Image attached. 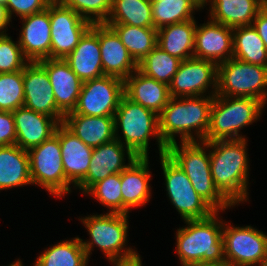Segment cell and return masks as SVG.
I'll list each match as a JSON object with an SVG mask.
<instances>
[{
	"instance_id": "obj_39",
	"label": "cell",
	"mask_w": 267,
	"mask_h": 266,
	"mask_svg": "<svg viewBox=\"0 0 267 266\" xmlns=\"http://www.w3.org/2000/svg\"><path fill=\"white\" fill-rule=\"evenodd\" d=\"M0 33V73L23 70L27 65L19 44H15L6 34Z\"/></svg>"
},
{
	"instance_id": "obj_2",
	"label": "cell",
	"mask_w": 267,
	"mask_h": 266,
	"mask_svg": "<svg viewBox=\"0 0 267 266\" xmlns=\"http://www.w3.org/2000/svg\"><path fill=\"white\" fill-rule=\"evenodd\" d=\"M217 212L207 218L186 220L189 226L178 230L176 248L183 266L225 263L223 226L215 219Z\"/></svg>"
},
{
	"instance_id": "obj_10",
	"label": "cell",
	"mask_w": 267,
	"mask_h": 266,
	"mask_svg": "<svg viewBox=\"0 0 267 266\" xmlns=\"http://www.w3.org/2000/svg\"><path fill=\"white\" fill-rule=\"evenodd\" d=\"M83 220L93 240L92 243L82 242L87 257L90 255L94 242L103 250L110 261L125 260L137 256L131 249L124 250L121 255V249L124 247L127 235V214L109 212V214L93 215Z\"/></svg>"
},
{
	"instance_id": "obj_33",
	"label": "cell",
	"mask_w": 267,
	"mask_h": 266,
	"mask_svg": "<svg viewBox=\"0 0 267 266\" xmlns=\"http://www.w3.org/2000/svg\"><path fill=\"white\" fill-rule=\"evenodd\" d=\"M82 239L59 243L37 259L35 266H86L88 257Z\"/></svg>"
},
{
	"instance_id": "obj_30",
	"label": "cell",
	"mask_w": 267,
	"mask_h": 266,
	"mask_svg": "<svg viewBox=\"0 0 267 266\" xmlns=\"http://www.w3.org/2000/svg\"><path fill=\"white\" fill-rule=\"evenodd\" d=\"M120 37L130 56L139 64L156 46L157 29L127 24H106Z\"/></svg>"
},
{
	"instance_id": "obj_45",
	"label": "cell",
	"mask_w": 267,
	"mask_h": 266,
	"mask_svg": "<svg viewBox=\"0 0 267 266\" xmlns=\"http://www.w3.org/2000/svg\"><path fill=\"white\" fill-rule=\"evenodd\" d=\"M205 266H233V265L228 264V263H223V264L205 265Z\"/></svg>"
},
{
	"instance_id": "obj_48",
	"label": "cell",
	"mask_w": 267,
	"mask_h": 266,
	"mask_svg": "<svg viewBox=\"0 0 267 266\" xmlns=\"http://www.w3.org/2000/svg\"><path fill=\"white\" fill-rule=\"evenodd\" d=\"M264 6H267V0H259Z\"/></svg>"
},
{
	"instance_id": "obj_9",
	"label": "cell",
	"mask_w": 267,
	"mask_h": 266,
	"mask_svg": "<svg viewBox=\"0 0 267 266\" xmlns=\"http://www.w3.org/2000/svg\"><path fill=\"white\" fill-rule=\"evenodd\" d=\"M160 157L168 195L185 221L207 218L216 212L197 194L188 176L167 153Z\"/></svg>"
},
{
	"instance_id": "obj_32",
	"label": "cell",
	"mask_w": 267,
	"mask_h": 266,
	"mask_svg": "<svg viewBox=\"0 0 267 266\" xmlns=\"http://www.w3.org/2000/svg\"><path fill=\"white\" fill-rule=\"evenodd\" d=\"M110 14L104 24L153 28L150 0H112Z\"/></svg>"
},
{
	"instance_id": "obj_1",
	"label": "cell",
	"mask_w": 267,
	"mask_h": 266,
	"mask_svg": "<svg viewBox=\"0 0 267 266\" xmlns=\"http://www.w3.org/2000/svg\"><path fill=\"white\" fill-rule=\"evenodd\" d=\"M246 140H221L202 145L214 147L210 153V168L213 182L218 191L233 205L247 196V153Z\"/></svg>"
},
{
	"instance_id": "obj_51",
	"label": "cell",
	"mask_w": 267,
	"mask_h": 266,
	"mask_svg": "<svg viewBox=\"0 0 267 266\" xmlns=\"http://www.w3.org/2000/svg\"><path fill=\"white\" fill-rule=\"evenodd\" d=\"M150 2H161V0H150Z\"/></svg>"
},
{
	"instance_id": "obj_21",
	"label": "cell",
	"mask_w": 267,
	"mask_h": 266,
	"mask_svg": "<svg viewBox=\"0 0 267 266\" xmlns=\"http://www.w3.org/2000/svg\"><path fill=\"white\" fill-rule=\"evenodd\" d=\"M59 142L68 193L71 181L78 185L86 177L93 148L84 144L63 123L59 125Z\"/></svg>"
},
{
	"instance_id": "obj_17",
	"label": "cell",
	"mask_w": 267,
	"mask_h": 266,
	"mask_svg": "<svg viewBox=\"0 0 267 266\" xmlns=\"http://www.w3.org/2000/svg\"><path fill=\"white\" fill-rule=\"evenodd\" d=\"M39 63L46 69L51 82L57 109L65 116L73 112L83 82L64 59H45Z\"/></svg>"
},
{
	"instance_id": "obj_38",
	"label": "cell",
	"mask_w": 267,
	"mask_h": 266,
	"mask_svg": "<svg viewBox=\"0 0 267 266\" xmlns=\"http://www.w3.org/2000/svg\"><path fill=\"white\" fill-rule=\"evenodd\" d=\"M65 7H68L77 12L81 17L91 23L101 24L107 21V16L110 15L112 8V0H59ZM83 14V15H82ZM93 14L91 18L89 15Z\"/></svg>"
},
{
	"instance_id": "obj_18",
	"label": "cell",
	"mask_w": 267,
	"mask_h": 266,
	"mask_svg": "<svg viewBox=\"0 0 267 266\" xmlns=\"http://www.w3.org/2000/svg\"><path fill=\"white\" fill-rule=\"evenodd\" d=\"M21 38L18 41L28 62L51 58V26L48 7L38 13L23 17Z\"/></svg>"
},
{
	"instance_id": "obj_7",
	"label": "cell",
	"mask_w": 267,
	"mask_h": 266,
	"mask_svg": "<svg viewBox=\"0 0 267 266\" xmlns=\"http://www.w3.org/2000/svg\"><path fill=\"white\" fill-rule=\"evenodd\" d=\"M267 86V67L230 58L218 64L217 90L215 95L250 97L267 100L263 88Z\"/></svg>"
},
{
	"instance_id": "obj_28",
	"label": "cell",
	"mask_w": 267,
	"mask_h": 266,
	"mask_svg": "<svg viewBox=\"0 0 267 266\" xmlns=\"http://www.w3.org/2000/svg\"><path fill=\"white\" fill-rule=\"evenodd\" d=\"M196 24L194 19L169 24L157 29V46L180 60L194 57L189 50H194Z\"/></svg>"
},
{
	"instance_id": "obj_4",
	"label": "cell",
	"mask_w": 267,
	"mask_h": 266,
	"mask_svg": "<svg viewBox=\"0 0 267 266\" xmlns=\"http://www.w3.org/2000/svg\"><path fill=\"white\" fill-rule=\"evenodd\" d=\"M115 134L118 124L122 128L129 162L137 157H147L149 135L158 137L160 156L166 154L167 146L159 134V118L154 111L122 96L114 114Z\"/></svg>"
},
{
	"instance_id": "obj_11",
	"label": "cell",
	"mask_w": 267,
	"mask_h": 266,
	"mask_svg": "<svg viewBox=\"0 0 267 266\" xmlns=\"http://www.w3.org/2000/svg\"><path fill=\"white\" fill-rule=\"evenodd\" d=\"M124 95V80L103 75L83 82L78 101L73 112L86 116H114Z\"/></svg>"
},
{
	"instance_id": "obj_20",
	"label": "cell",
	"mask_w": 267,
	"mask_h": 266,
	"mask_svg": "<svg viewBox=\"0 0 267 266\" xmlns=\"http://www.w3.org/2000/svg\"><path fill=\"white\" fill-rule=\"evenodd\" d=\"M232 32L233 28L214 21L200 27L196 26L194 51H192V54H194L195 58L209 60L217 64L225 62L233 56ZM225 53H229L228 57L224 55ZM217 58L220 60H215ZM222 58L223 60H221Z\"/></svg>"
},
{
	"instance_id": "obj_34",
	"label": "cell",
	"mask_w": 267,
	"mask_h": 266,
	"mask_svg": "<svg viewBox=\"0 0 267 266\" xmlns=\"http://www.w3.org/2000/svg\"><path fill=\"white\" fill-rule=\"evenodd\" d=\"M151 4L153 28L156 29L164 25L192 20L193 9L203 7L197 0H161Z\"/></svg>"
},
{
	"instance_id": "obj_42",
	"label": "cell",
	"mask_w": 267,
	"mask_h": 266,
	"mask_svg": "<svg viewBox=\"0 0 267 266\" xmlns=\"http://www.w3.org/2000/svg\"><path fill=\"white\" fill-rule=\"evenodd\" d=\"M253 27L257 30L267 50V6H264L258 12L256 18L254 19Z\"/></svg>"
},
{
	"instance_id": "obj_12",
	"label": "cell",
	"mask_w": 267,
	"mask_h": 266,
	"mask_svg": "<svg viewBox=\"0 0 267 266\" xmlns=\"http://www.w3.org/2000/svg\"><path fill=\"white\" fill-rule=\"evenodd\" d=\"M51 59H64L79 44L92 24L59 0L49 4Z\"/></svg>"
},
{
	"instance_id": "obj_5",
	"label": "cell",
	"mask_w": 267,
	"mask_h": 266,
	"mask_svg": "<svg viewBox=\"0 0 267 266\" xmlns=\"http://www.w3.org/2000/svg\"><path fill=\"white\" fill-rule=\"evenodd\" d=\"M196 141L182 142L181 149L177 143L167 147V154L184 171L190 182L205 201L216 211L232 204L215 187L210 168V153L206 155L204 149Z\"/></svg>"
},
{
	"instance_id": "obj_31",
	"label": "cell",
	"mask_w": 267,
	"mask_h": 266,
	"mask_svg": "<svg viewBox=\"0 0 267 266\" xmlns=\"http://www.w3.org/2000/svg\"><path fill=\"white\" fill-rule=\"evenodd\" d=\"M233 56L241 61L267 67V50L257 30L250 26L233 28Z\"/></svg>"
},
{
	"instance_id": "obj_22",
	"label": "cell",
	"mask_w": 267,
	"mask_h": 266,
	"mask_svg": "<svg viewBox=\"0 0 267 266\" xmlns=\"http://www.w3.org/2000/svg\"><path fill=\"white\" fill-rule=\"evenodd\" d=\"M115 137L110 142L93 148L91 162L86 177L77 185L86 192L93 184L111 174L121 173L129 165H123L124 146Z\"/></svg>"
},
{
	"instance_id": "obj_24",
	"label": "cell",
	"mask_w": 267,
	"mask_h": 266,
	"mask_svg": "<svg viewBox=\"0 0 267 266\" xmlns=\"http://www.w3.org/2000/svg\"><path fill=\"white\" fill-rule=\"evenodd\" d=\"M63 124L84 144L95 148L115 139L114 116L66 114Z\"/></svg>"
},
{
	"instance_id": "obj_27",
	"label": "cell",
	"mask_w": 267,
	"mask_h": 266,
	"mask_svg": "<svg viewBox=\"0 0 267 266\" xmlns=\"http://www.w3.org/2000/svg\"><path fill=\"white\" fill-rule=\"evenodd\" d=\"M30 183L28 152L16 144L0 146V190Z\"/></svg>"
},
{
	"instance_id": "obj_36",
	"label": "cell",
	"mask_w": 267,
	"mask_h": 266,
	"mask_svg": "<svg viewBox=\"0 0 267 266\" xmlns=\"http://www.w3.org/2000/svg\"><path fill=\"white\" fill-rule=\"evenodd\" d=\"M23 105V70L0 73V111L13 112Z\"/></svg>"
},
{
	"instance_id": "obj_37",
	"label": "cell",
	"mask_w": 267,
	"mask_h": 266,
	"mask_svg": "<svg viewBox=\"0 0 267 266\" xmlns=\"http://www.w3.org/2000/svg\"><path fill=\"white\" fill-rule=\"evenodd\" d=\"M120 173L111 174L93 184L85 193H92L100 202L112 210V213H122V190Z\"/></svg>"
},
{
	"instance_id": "obj_47",
	"label": "cell",
	"mask_w": 267,
	"mask_h": 266,
	"mask_svg": "<svg viewBox=\"0 0 267 266\" xmlns=\"http://www.w3.org/2000/svg\"><path fill=\"white\" fill-rule=\"evenodd\" d=\"M10 266H22L21 261H16V263L11 264Z\"/></svg>"
},
{
	"instance_id": "obj_8",
	"label": "cell",
	"mask_w": 267,
	"mask_h": 266,
	"mask_svg": "<svg viewBox=\"0 0 267 266\" xmlns=\"http://www.w3.org/2000/svg\"><path fill=\"white\" fill-rule=\"evenodd\" d=\"M27 152L32 183L45 187L54 195L65 194L66 176L59 142V125L54 135Z\"/></svg>"
},
{
	"instance_id": "obj_26",
	"label": "cell",
	"mask_w": 267,
	"mask_h": 266,
	"mask_svg": "<svg viewBox=\"0 0 267 266\" xmlns=\"http://www.w3.org/2000/svg\"><path fill=\"white\" fill-rule=\"evenodd\" d=\"M148 157H137L120 173L122 190V213L130 207L144 205L149 199Z\"/></svg>"
},
{
	"instance_id": "obj_15",
	"label": "cell",
	"mask_w": 267,
	"mask_h": 266,
	"mask_svg": "<svg viewBox=\"0 0 267 266\" xmlns=\"http://www.w3.org/2000/svg\"><path fill=\"white\" fill-rule=\"evenodd\" d=\"M217 77V63L195 57L183 60L169 84L170 96H199L212 80L217 90Z\"/></svg>"
},
{
	"instance_id": "obj_19",
	"label": "cell",
	"mask_w": 267,
	"mask_h": 266,
	"mask_svg": "<svg viewBox=\"0 0 267 266\" xmlns=\"http://www.w3.org/2000/svg\"><path fill=\"white\" fill-rule=\"evenodd\" d=\"M16 145L28 151L42 144L55 134L59 122L48 115L35 112L24 106L13 112Z\"/></svg>"
},
{
	"instance_id": "obj_35",
	"label": "cell",
	"mask_w": 267,
	"mask_h": 266,
	"mask_svg": "<svg viewBox=\"0 0 267 266\" xmlns=\"http://www.w3.org/2000/svg\"><path fill=\"white\" fill-rule=\"evenodd\" d=\"M182 60L169 55L156 46L139 64L138 69L145 75L169 85Z\"/></svg>"
},
{
	"instance_id": "obj_44",
	"label": "cell",
	"mask_w": 267,
	"mask_h": 266,
	"mask_svg": "<svg viewBox=\"0 0 267 266\" xmlns=\"http://www.w3.org/2000/svg\"><path fill=\"white\" fill-rule=\"evenodd\" d=\"M10 20L6 6L0 4V30L4 29Z\"/></svg>"
},
{
	"instance_id": "obj_50",
	"label": "cell",
	"mask_w": 267,
	"mask_h": 266,
	"mask_svg": "<svg viewBox=\"0 0 267 266\" xmlns=\"http://www.w3.org/2000/svg\"><path fill=\"white\" fill-rule=\"evenodd\" d=\"M197 1H199V2L202 4V6H203L204 3L206 2V0H197Z\"/></svg>"
},
{
	"instance_id": "obj_43",
	"label": "cell",
	"mask_w": 267,
	"mask_h": 266,
	"mask_svg": "<svg viewBox=\"0 0 267 266\" xmlns=\"http://www.w3.org/2000/svg\"><path fill=\"white\" fill-rule=\"evenodd\" d=\"M116 266H141V259L139 255L130 258V259H125V260H116L112 261Z\"/></svg>"
},
{
	"instance_id": "obj_6",
	"label": "cell",
	"mask_w": 267,
	"mask_h": 266,
	"mask_svg": "<svg viewBox=\"0 0 267 266\" xmlns=\"http://www.w3.org/2000/svg\"><path fill=\"white\" fill-rule=\"evenodd\" d=\"M226 99V96L214 95L206 142L228 140L227 137L230 140L243 139L237 135L238 129L257 120L264 106L262 101L250 97H234L230 101L228 96Z\"/></svg>"
},
{
	"instance_id": "obj_13",
	"label": "cell",
	"mask_w": 267,
	"mask_h": 266,
	"mask_svg": "<svg viewBox=\"0 0 267 266\" xmlns=\"http://www.w3.org/2000/svg\"><path fill=\"white\" fill-rule=\"evenodd\" d=\"M222 238L225 263L251 266L267 257V236L251 226L223 228Z\"/></svg>"
},
{
	"instance_id": "obj_49",
	"label": "cell",
	"mask_w": 267,
	"mask_h": 266,
	"mask_svg": "<svg viewBox=\"0 0 267 266\" xmlns=\"http://www.w3.org/2000/svg\"><path fill=\"white\" fill-rule=\"evenodd\" d=\"M6 1H7V0H0V4H2V5L5 6V5H6Z\"/></svg>"
},
{
	"instance_id": "obj_3",
	"label": "cell",
	"mask_w": 267,
	"mask_h": 266,
	"mask_svg": "<svg viewBox=\"0 0 267 266\" xmlns=\"http://www.w3.org/2000/svg\"><path fill=\"white\" fill-rule=\"evenodd\" d=\"M214 95L205 99L198 96H190L179 100L171 97L159 118V134L163 143L168 147L176 143L175 133H180L182 142L195 141L191 135V129L198 128V133L203 142L210 123V111L214 101ZM189 98V99H188Z\"/></svg>"
},
{
	"instance_id": "obj_41",
	"label": "cell",
	"mask_w": 267,
	"mask_h": 266,
	"mask_svg": "<svg viewBox=\"0 0 267 266\" xmlns=\"http://www.w3.org/2000/svg\"><path fill=\"white\" fill-rule=\"evenodd\" d=\"M16 144V129L12 112L0 111V146Z\"/></svg>"
},
{
	"instance_id": "obj_16",
	"label": "cell",
	"mask_w": 267,
	"mask_h": 266,
	"mask_svg": "<svg viewBox=\"0 0 267 266\" xmlns=\"http://www.w3.org/2000/svg\"><path fill=\"white\" fill-rule=\"evenodd\" d=\"M90 29L99 38L104 75L125 80L133 72L131 69L135 71L138 69V64L130 56L120 37L110 26L104 23H94Z\"/></svg>"
},
{
	"instance_id": "obj_46",
	"label": "cell",
	"mask_w": 267,
	"mask_h": 266,
	"mask_svg": "<svg viewBox=\"0 0 267 266\" xmlns=\"http://www.w3.org/2000/svg\"><path fill=\"white\" fill-rule=\"evenodd\" d=\"M261 266H267V257L260 262Z\"/></svg>"
},
{
	"instance_id": "obj_40",
	"label": "cell",
	"mask_w": 267,
	"mask_h": 266,
	"mask_svg": "<svg viewBox=\"0 0 267 266\" xmlns=\"http://www.w3.org/2000/svg\"><path fill=\"white\" fill-rule=\"evenodd\" d=\"M53 0H7L6 9L11 19L12 12L21 18L45 10Z\"/></svg>"
},
{
	"instance_id": "obj_29",
	"label": "cell",
	"mask_w": 267,
	"mask_h": 266,
	"mask_svg": "<svg viewBox=\"0 0 267 266\" xmlns=\"http://www.w3.org/2000/svg\"><path fill=\"white\" fill-rule=\"evenodd\" d=\"M212 5V20L231 28L252 25L264 7L259 0H213Z\"/></svg>"
},
{
	"instance_id": "obj_25",
	"label": "cell",
	"mask_w": 267,
	"mask_h": 266,
	"mask_svg": "<svg viewBox=\"0 0 267 266\" xmlns=\"http://www.w3.org/2000/svg\"><path fill=\"white\" fill-rule=\"evenodd\" d=\"M64 60L82 82L104 75L99 38L91 29Z\"/></svg>"
},
{
	"instance_id": "obj_23",
	"label": "cell",
	"mask_w": 267,
	"mask_h": 266,
	"mask_svg": "<svg viewBox=\"0 0 267 266\" xmlns=\"http://www.w3.org/2000/svg\"><path fill=\"white\" fill-rule=\"evenodd\" d=\"M135 72L136 76L130 75L124 80V95L159 115L171 98L169 85L143 74L139 69Z\"/></svg>"
},
{
	"instance_id": "obj_14",
	"label": "cell",
	"mask_w": 267,
	"mask_h": 266,
	"mask_svg": "<svg viewBox=\"0 0 267 266\" xmlns=\"http://www.w3.org/2000/svg\"><path fill=\"white\" fill-rule=\"evenodd\" d=\"M24 107L55 117L63 123L64 115L57 109L53 88L46 69L39 62H31L23 69Z\"/></svg>"
}]
</instances>
